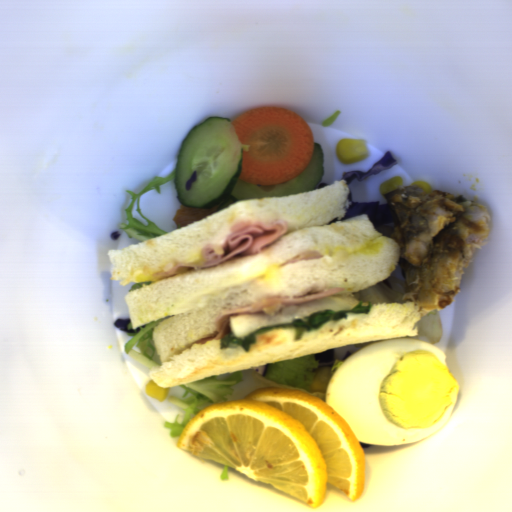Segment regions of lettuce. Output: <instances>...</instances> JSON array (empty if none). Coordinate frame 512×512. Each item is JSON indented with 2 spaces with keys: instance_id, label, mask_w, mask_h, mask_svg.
Masks as SVG:
<instances>
[{
  "instance_id": "1",
  "label": "lettuce",
  "mask_w": 512,
  "mask_h": 512,
  "mask_svg": "<svg viewBox=\"0 0 512 512\" xmlns=\"http://www.w3.org/2000/svg\"><path fill=\"white\" fill-rule=\"evenodd\" d=\"M358 302V305L351 309L332 310L329 308L325 311L316 312L311 315L290 322L257 329L242 339H237L233 337L228 329L226 336L219 339V344L221 348H226L229 345H236L239 348L244 349L246 352H249L251 349V345L256 343L257 336L260 333L270 332L279 329H292L295 332L294 340L299 341L300 339L303 338L305 333L317 330L328 322H335L348 319V315L368 314L371 310L372 302H368L367 306L362 305L363 301L359 300Z\"/></svg>"
}]
</instances>
